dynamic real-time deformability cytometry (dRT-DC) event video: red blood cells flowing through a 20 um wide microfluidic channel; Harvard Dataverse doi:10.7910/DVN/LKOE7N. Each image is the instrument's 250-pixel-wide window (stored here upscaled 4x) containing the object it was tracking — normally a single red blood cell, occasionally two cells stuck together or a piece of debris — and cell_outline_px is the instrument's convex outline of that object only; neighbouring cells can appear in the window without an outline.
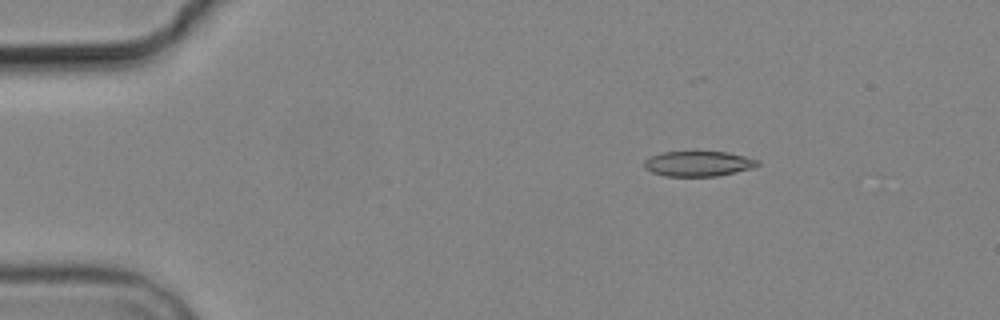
{"species": "common noctule bat (a hibernating species)", "species_latin": "Nyctalus noctula", "temperature_condition": "cold", "stored_images_in_passage": 5, "camera_frame_rate_fps": 3000, "um_per_image_px": 0.085, "animal": {"sex": "male", "body_mass_g": 19.2, "forearm_length_mm": 51.8}, "frame": {"image": 1, "passage_image": 3, "time_ms": 2.667, "image_size_px": [1000, 320], "cell_outline_px": [[760, 164], [752, 168], [720, 176], [664, 176], [652, 172], [644, 168], [644, 160], [652, 156], [664, 152], [728, 152], [760, 160]], "centroid_in_image_um": [59.37, 13.92], "position_along_channel_um": 25.6, "area_um2": 16.65}}